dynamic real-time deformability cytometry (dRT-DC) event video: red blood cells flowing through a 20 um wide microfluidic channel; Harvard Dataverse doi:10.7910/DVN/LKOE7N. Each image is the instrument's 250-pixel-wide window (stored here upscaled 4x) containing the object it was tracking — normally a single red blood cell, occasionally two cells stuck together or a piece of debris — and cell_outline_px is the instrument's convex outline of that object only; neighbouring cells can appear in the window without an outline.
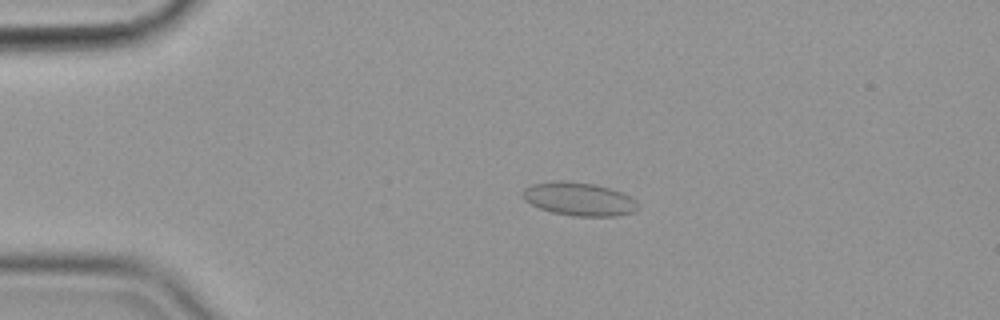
{"species": "common noctule bat (a hibernating species)", "species_latin": "Nyctalus noctula", "temperature_condition": "cold", "stored_images_in_passage": 56, "camera_frame_rate_fps": 3000, "um_per_image_px": 0.085, "animal": {"sex": "female", "body_mass_g": 19.9}, "frame": {"image": 1, "passage_image": 12, "time_ms": 3.667, "image_size_px": [1000, 320], "cell_outline_px": [[640, 208], [636, 212], [620, 216], [572, 216], [552, 212], [540, 208], [524, 200], [524, 188], [532, 184], [560, 180], [564, 180], [596, 184], [612, 188], [636, 200], [640, 204]], "centroid_in_image_um": [49.29, 16.92], "position_along_channel_um": 35.7, "area_um2": 22.6}}
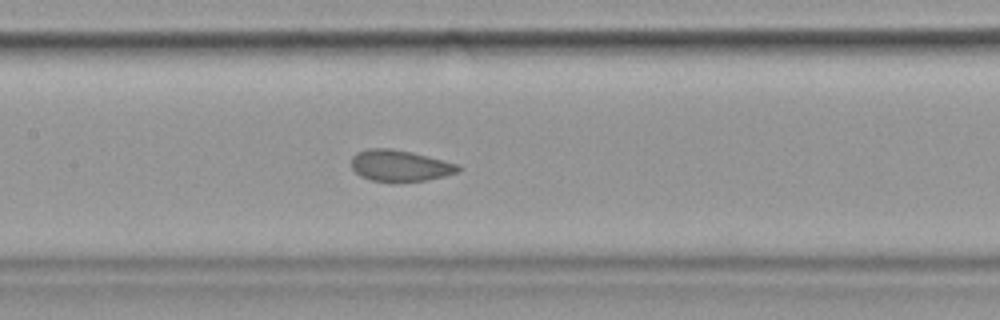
{"frame": {"image": 2, "passage_image": 27, "time_ms": 8.667, "image_size_px": [1000, 320], "cell_outline_px": [[460, 172], [444, 176], [424, 180], [372, 180], [360, 176], [352, 168], [352, 156], [356, 152], [368, 148], [392, 148], [412, 152], [460, 164]], "centroid_in_image_um": [34.01, 14.05], "position_along_channel_um": 173.4, "area_um2": 19.25}}
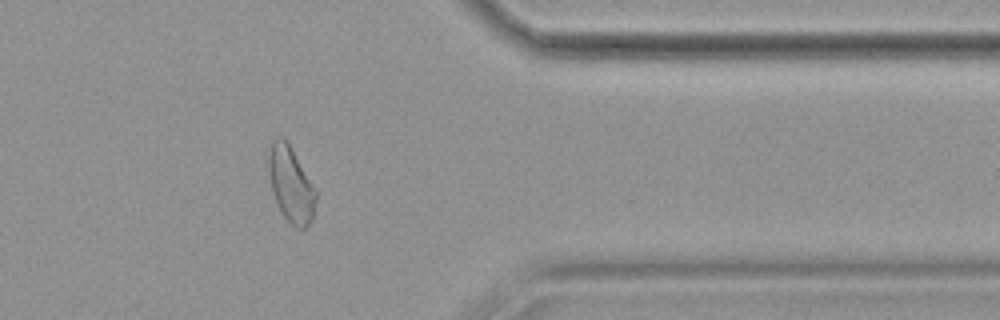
{"frame": {"image": 3, "passage_image": 46, "time_ms": 15.0, "image_size_px": [1000, 320], "cell_outline_px": [[316, 196], [312, 220], [304, 228], [296, 228], [284, 216], [272, 192], [268, 168], [268, 156], [272, 144], [280, 136], [288, 144], [316, 192]], "centroid_in_image_um": [24.71, 15.73], "position_along_channel_um": 386.7, "area_um2": 19.77}, "authors_computed_cell_mechanics": {"area_um2": 21.4438, "velocity_mm_per_s": 3.5887, "shape_relaxation_time_tau1_ms": null, "shape_relaxation_time_tau2_ms": 0.9859, "deformation_change_tau1": null, "deformation_change_tau2": 0.0627}}